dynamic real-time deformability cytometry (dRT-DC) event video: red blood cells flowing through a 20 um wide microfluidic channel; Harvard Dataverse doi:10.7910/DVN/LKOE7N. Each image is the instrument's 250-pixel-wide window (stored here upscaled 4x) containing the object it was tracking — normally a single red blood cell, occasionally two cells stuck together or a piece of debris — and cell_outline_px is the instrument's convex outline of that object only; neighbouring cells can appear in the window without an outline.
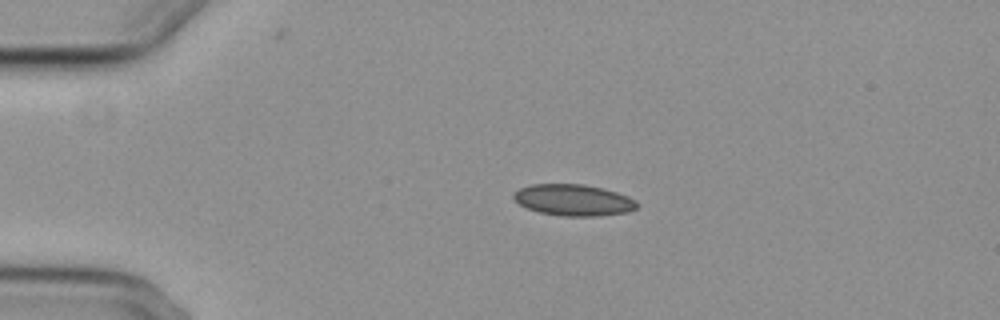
{"species": "common noctule bat (a hibernating species)", "species_latin": "Nyctalus noctula", "temperature_condition": "cold", "stored_images_in_passage": 3, "camera_frame_rate_fps": 3000, "um_per_image_px": 0.085, "animal": {"sex": "female", "body_mass_g": 29.2, "forearm_length_mm": 56.3}, "frame": {"image": 1, "passage_image": 2, "time_ms": 1.333, "image_size_px": [1000, 320], "cell_outline_px": [[640, 204], [636, 208], [628, 212], [600, 216], [560, 216], [540, 212], [528, 208], [520, 204], [512, 196], [512, 192], [520, 188], [532, 184], [584, 184], [604, 188], [628, 196], [636, 200]], "centroid_in_image_um": [48.77, 17.0], "position_along_channel_um": 36.2, "area_um2": 22.72}}